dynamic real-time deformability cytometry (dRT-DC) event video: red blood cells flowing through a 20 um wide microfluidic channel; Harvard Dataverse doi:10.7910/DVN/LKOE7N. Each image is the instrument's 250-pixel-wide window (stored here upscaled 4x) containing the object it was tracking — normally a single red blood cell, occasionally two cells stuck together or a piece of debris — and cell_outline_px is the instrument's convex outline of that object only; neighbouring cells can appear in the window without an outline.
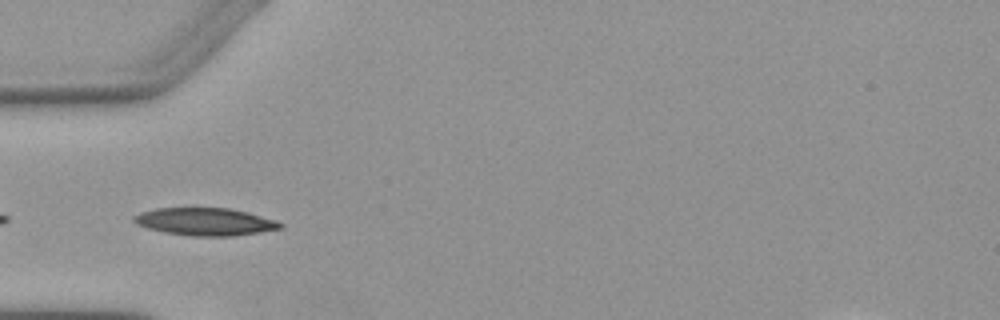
{"species": "Egyptian fruit bat (a non-hibernating species)", "species_latin": "Rousettus aegyptiacus", "temperature_condition": "warm", "stored_images_in_passage": 3, "camera_frame_rate_fps": 3000, "um_per_image_px": 0.085, "animal": {"sex": "female"}, "frame": {"image": 1, "passage_image": 2, "time_ms": 1.333, "image_size_px": [1000, 320], "cell_outline_px": [[284, 228], [260, 232], [232, 236], [192, 236], [164, 232], [148, 228], [136, 224], [132, 220], [132, 216], [140, 212], [156, 208], [228, 208], [248, 212], [276, 220], [284, 224]], "centroid_in_image_um": [17.44, 18.84], "position_along_channel_um": 67.6, "area_um2": 23.64}}